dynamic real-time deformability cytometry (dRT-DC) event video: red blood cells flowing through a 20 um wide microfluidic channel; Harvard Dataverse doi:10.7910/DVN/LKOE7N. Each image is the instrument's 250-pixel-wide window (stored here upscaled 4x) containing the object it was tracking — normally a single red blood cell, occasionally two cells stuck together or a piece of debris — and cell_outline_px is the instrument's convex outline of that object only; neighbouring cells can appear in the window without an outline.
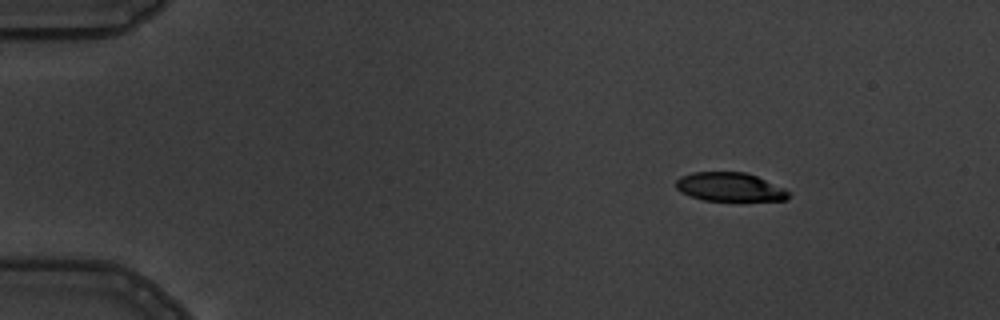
{"species": "common noctule bat (a hibernating species)", "species_latin": "Nyctalus noctula", "temperature_condition": "warm", "stored_images_in_passage": 7, "camera_frame_rate_fps": 3000, "um_per_image_px": 0.085, "animal": {"sex": "male", "body_mass_g": 19.5, "forearm_length_mm": 54.6}, "frame": {"image": 1, "passage_image": 1, "time_ms": 0.0, "image_size_px": [1000, 320], "cell_outline_px": [[788, 200], [704, 200], [680, 192], [676, 188], [676, 180], [680, 176], [692, 172], [744, 172], [756, 176], [784, 188], [788, 192]], "centroid_in_image_um": [61.99, 15.88], "position_along_channel_um": 23.0, "area_um2": 18.61}}
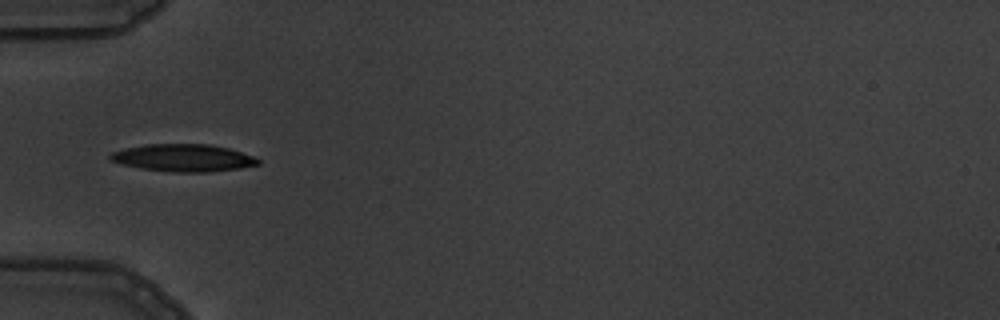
{"frame": {"image": 2, "passage_image": 4, "time_ms": 3.667, "image_size_px": [1000, 320], "cell_outline_px": [[260, 164], [240, 168], [204, 172], [172, 172], [140, 168], [124, 164], [112, 160], [108, 156], [112, 152], [124, 148], [148, 144], [208, 144], [228, 148], [256, 156], [260, 160]], "centroid_in_image_um": [15.62, 13.41], "position_along_channel_um": 69.4, "area_um2": 23.47}}
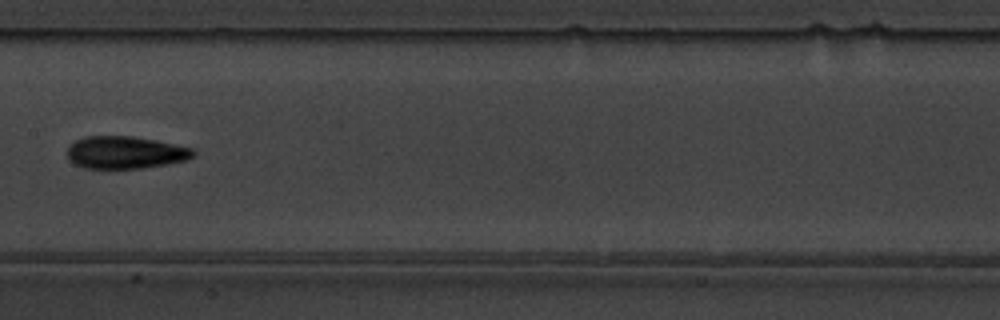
{"frame": {"image": 3, "passage_image": 7, "time_ms": 7.0, "image_size_px": [1000, 320], "cell_outline_px": [[196, 152], [192, 156], [184, 160], [168, 164], [140, 168], [84, 168], [76, 164], [68, 156], [68, 148], [76, 140], [84, 136], [132, 136], [156, 140], [196, 148]], "centroid_in_image_um": [10.7, 12.95], "position_along_channel_um": 196.7, "area_um2": 23.7}}